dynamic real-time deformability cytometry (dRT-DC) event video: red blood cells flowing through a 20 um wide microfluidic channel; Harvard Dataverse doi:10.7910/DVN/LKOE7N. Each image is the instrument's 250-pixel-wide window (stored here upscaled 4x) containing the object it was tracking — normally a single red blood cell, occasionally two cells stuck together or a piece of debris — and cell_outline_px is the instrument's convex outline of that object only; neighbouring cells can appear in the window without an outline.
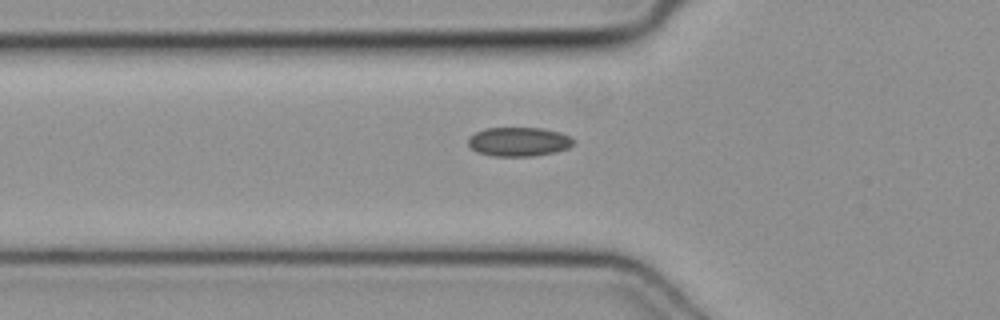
{"species": "common noctule bat (a hibernating species)", "species_latin": "Nyctalus noctula", "temperature_condition": "cold", "stored_images_in_passage": 28, "camera_frame_rate_fps": 3000, "um_per_image_px": 0.085, "animal": {"sex": "female", "body_mass_g": 19.3, "forearm_length_mm": 54.1}, "frame": {"image": 1, "passage_image": 3, "time_ms": 0.667, "image_size_px": [1000, 320], "cell_outline_px": [[576, 140], [568, 148], [556, 152], [532, 156], [492, 156], [476, 152], [468, 144], [468, 136], [484, 128], [544, 128], [560, 132]], "centroid_in_image_um": [44.08, 12.04], "position_along_channel_um": 81.7, "area_um2": 17.98}}
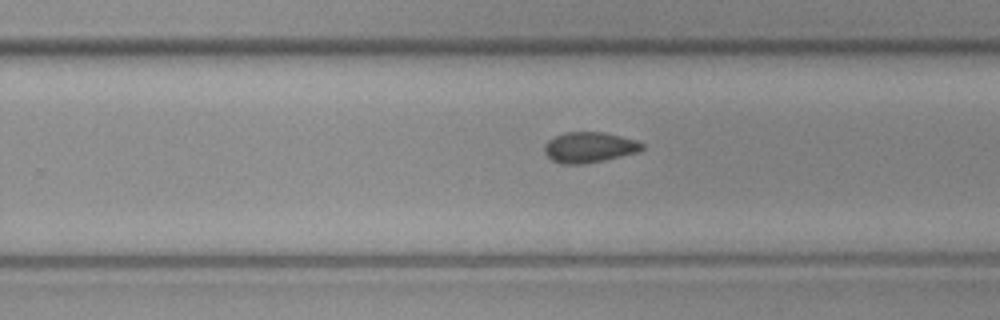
{"frame": {"image": 2, "passage_image": 17, "time_ms": 5.333, "image_size_px": [1000, 320], "cell_outline_px": [[644, 148], [640, 152], [604, 160], [584, 164], [560, 164], [552, 160], [544, 152], [544, 144], [548, 140], [564, 132], [600, 132], [620, 136], [636, 140], [644, 144]], "centroid_in_image_um": [50.09, 12.53], "position_along_channel_um": 279.7, "area_um2": 17.46}}
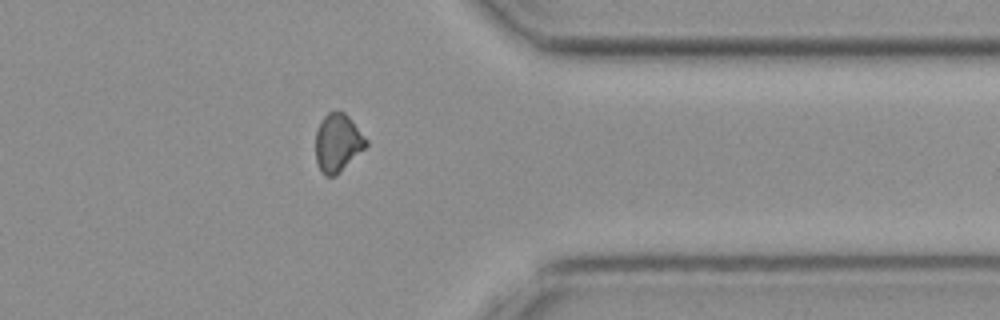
{"frame": {"image": 3, "passage_image": 25, "time_ms": 8.0, "image_size_px": [1000, 320], "cell_outline_px": [[368, 144], [336, 176], [324, 176], [320, 172], [316, 160], [316, 132], [324, 116], [328, 112], [344, 112], [348, 116], [368, 140]], "centroid_in_image_um": [28.69, 12.16], "position_along_channel_um": 382.7, "area_um2": 16.88}}